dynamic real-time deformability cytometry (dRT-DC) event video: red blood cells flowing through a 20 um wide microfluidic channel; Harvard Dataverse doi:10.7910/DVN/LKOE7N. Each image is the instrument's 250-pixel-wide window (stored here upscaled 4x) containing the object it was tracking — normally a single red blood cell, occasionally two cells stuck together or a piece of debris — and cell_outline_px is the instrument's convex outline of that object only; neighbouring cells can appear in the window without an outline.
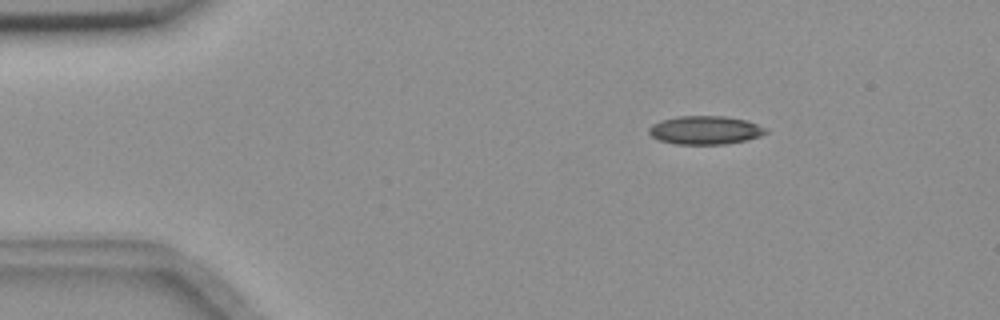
{"species": "common noctule bat (a hibernating species)", "species_latin": "Nyctalus noctula", "temperature_condition": "room temperature", "stored_images_in_passage": 5, "camera_frame_rate_fps": 3000, "um_per_image_px": 0.085, "animal": {"sex": "female", "body_mass_g": 18.4}, "frame": {"image": 1, "passage_image": 3, "time_ms": 0.667, "image_size_px": [1000, 320], "cell_outline_px": [[768, 132], [760, 136], [748, 140], [724, 144], [676, 144], [660, 140], [652, 136], [648, 132], [648, 128], [652, 124], [660, 120], [676, 116], [724, 116], [748, 120], [768, 128]], "centroid_in_image_um": [59.97, 11.05], "position_along_channel_um": 25.0, "area_um2": 19.59}}